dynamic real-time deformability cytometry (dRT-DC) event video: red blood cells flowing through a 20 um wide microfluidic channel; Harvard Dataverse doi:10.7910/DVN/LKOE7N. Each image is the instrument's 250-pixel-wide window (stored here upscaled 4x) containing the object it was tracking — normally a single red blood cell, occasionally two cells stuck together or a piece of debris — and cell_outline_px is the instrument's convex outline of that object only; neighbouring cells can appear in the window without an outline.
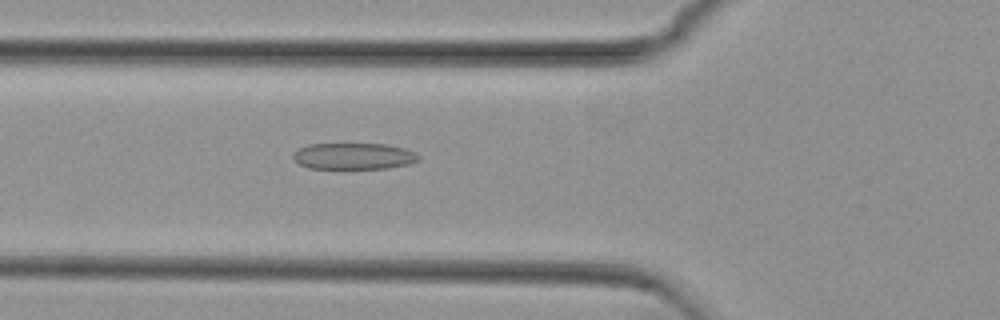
{"species": "common noctule bat (a hibernating species)", "species_latin": "Nyctalus noctula", "temperature_condition": "cold", "stored_images_in_passage": 40, "camera_frame_rate_fps": 3000, "um_per_image_px": 0.085, "animal": {"sex": "female", "body_mass_g": 29.2, "forearm_length_mm": 56.3}, "frame": {"image": 1, "passage_image": 5, "time_ms": 1.333, "image_size_px": [1000, 320], "cell_outline_px": [[420, 160], [408, 164], [388, 168], [308, 168], [300, 164], [292, 156], [292, 152], [296, 148], [308, 144], [388, 144], [404, 148], [416, 152], [420, 156]], "centroid_in_image_um": [30.06, 13.26], "position_along_channel_um": 95.7, "area_um2": 19.42}}
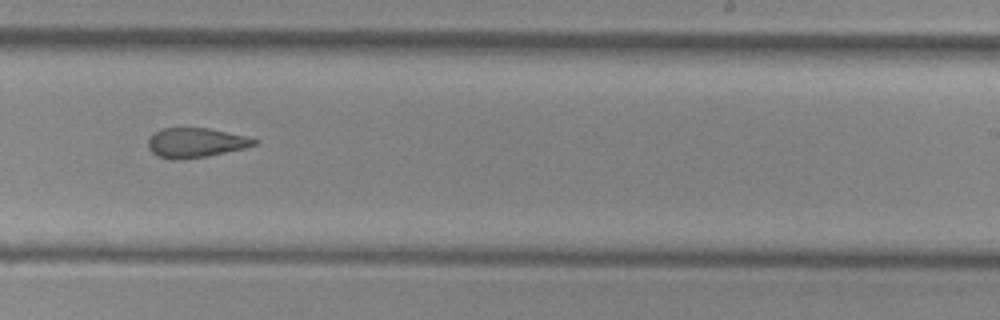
{"frame": {"image": 2, "passage_image": 19, "time_ms": 6.0, "image_size_px": [1000, 320], "cell_outline_px": [[260, 140], [256, 144], [244, 148], [208, 156], [180, 160], [172, 160], [156, 156], [148, 148], [148, 140], [152, 132], [160, 128], [208, 128], [248, 136]], "centroid_in_image_um": [16.61, 12.13], "position_along_channel_um": 272.4, "area_um2": 18.61}}
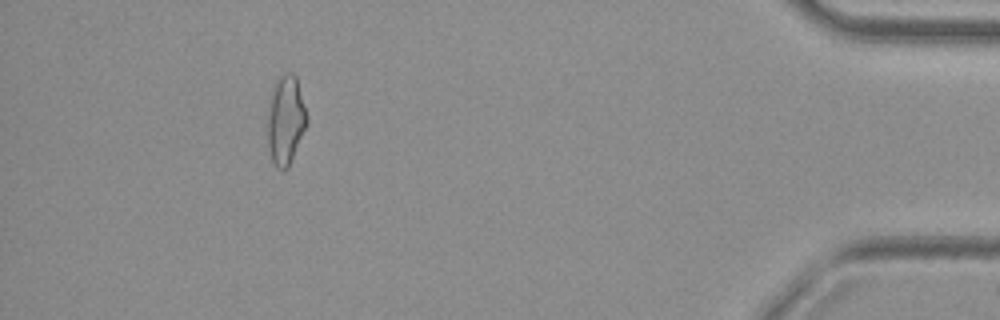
{"frame": {"image": 3, "passage_image": 35, "time_ms": 11.333, "image_size_px": [1000, 320], "cell_outline_px": [[308, 124], [288, 168], [276, 168], [272, 160], [268, 144], [264, 116], [272, 84], [284, 72], [292, 72], [296, 76], [308, 116]], "centroid_in_image_um": [24.23, 10.15], "position_along_channel_um": 411.0, "area_um2": 21.39}, "authors_computed_cell_mechanics": {"area_um2": 19.5075, "velocity_mm_per_s": 3.7754, "shape_relaxation_time_tau1_ms": null, "shape_relaxation_time_tau2_ms": 2.5042, "deformation_change_tau1": null, "deformation_change_tau2": 0.1134}}